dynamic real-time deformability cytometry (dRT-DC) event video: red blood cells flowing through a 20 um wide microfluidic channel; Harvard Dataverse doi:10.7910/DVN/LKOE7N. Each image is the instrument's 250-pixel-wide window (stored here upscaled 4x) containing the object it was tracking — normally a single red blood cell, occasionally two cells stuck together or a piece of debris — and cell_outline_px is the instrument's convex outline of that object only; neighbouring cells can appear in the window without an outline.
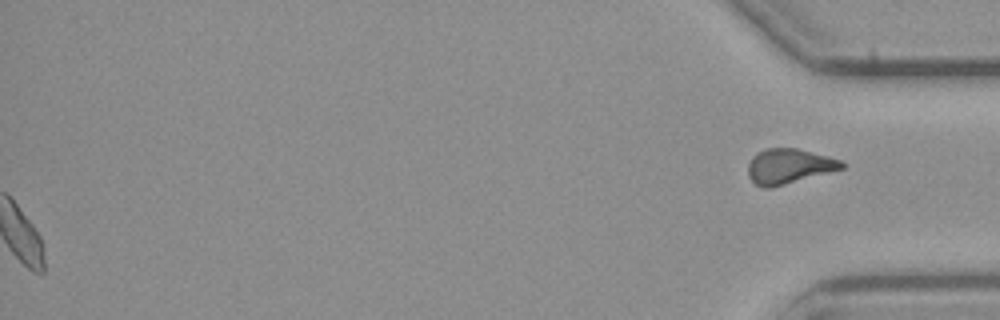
{"species": "common noctule bat (a hibernating species)", "species_latin": "Nyctalus noctula", "temperature_condition": "cold", "stored_images_in_passage": 58, "segment_of_instrument_passage": [2, 2], "camera_frame_rate_fps": 3000, "um_per_image_px": 0.085, "animal": {"sex": "male", "body_mass_g": 23.1, "forearm_length_mm": 52.7}, "frame": {"image": 1, "passage_image": 58, "time_ms": 19.0, "image_size_px": [1000, 320], "cell_outline_px": [[848, 164], [844, 168], [784, 184], [768, 188], [764, 188], [756, 184], [748, 176], [748, 164], [752, 156], [756, 152], [764, 148], [796, 148], [828, 156], [840, 160]], "centroid_in_image_um": [67.04, 14.11], "position_along_channel_um": 368.2, "area_um2": 19.02}}